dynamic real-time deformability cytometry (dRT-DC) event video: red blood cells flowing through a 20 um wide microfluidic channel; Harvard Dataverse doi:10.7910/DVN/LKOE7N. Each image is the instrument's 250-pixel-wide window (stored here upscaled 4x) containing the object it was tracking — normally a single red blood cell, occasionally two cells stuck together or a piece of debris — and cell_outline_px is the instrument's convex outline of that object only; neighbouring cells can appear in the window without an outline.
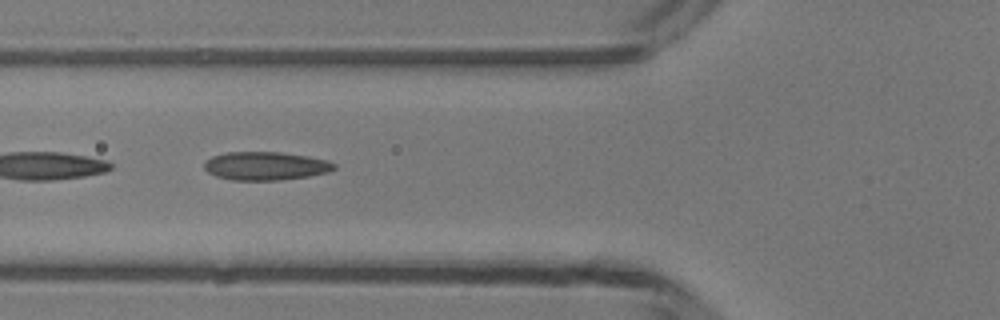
{"species": "common noctule bat (a hibernating species)", "species_latin": "Nyctalus noctula", "temperature_condition": "room temperature", "stored_images_in_passage": 35, "camera_frame_rate_fps": 3000, "um_per_image_px": 0.085, "animal": {"sex": "male", "body_mass_g": 13.3}, "frame": {"image": 1, "passage_image": 17, "time_ms": 5.333, "image_size_px": [1000, 320], "cell_outline_px": [[336, 168], [328, 172], [308, 176], [280, 180], [232, 180], [216, 176], [208, 172], [204, 168], [204, 164], [212, 156], [228, 152], [280, 152], [308, 156], [328, 160], [336, 164]], "centroid_in_image_um": [22.6, 14.1], "position_along_channel_um": 103.2, "area_um2": 21.44}}
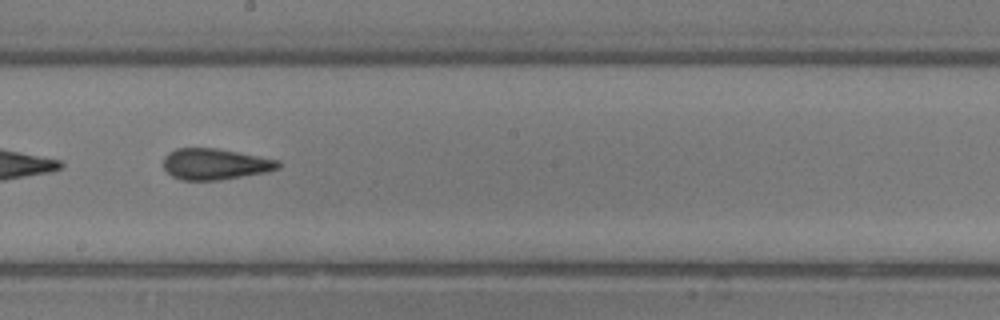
{"frame": {"image": 2, "passage_image": 26, "time_ms": 8.333, "image_size_px": [1000, 320], "cell_outline_px": [[280, 168], [268, 172], [216, 180], [180, 180], [172, 176], [164, 168], [164, 156], [168, 152], [176, 148], [216, 148], [280, 160]], "centroid_in_image_um": [18.28, 13.94], "position_along_channel_um": 229.9, "area_um2": 20.81}}
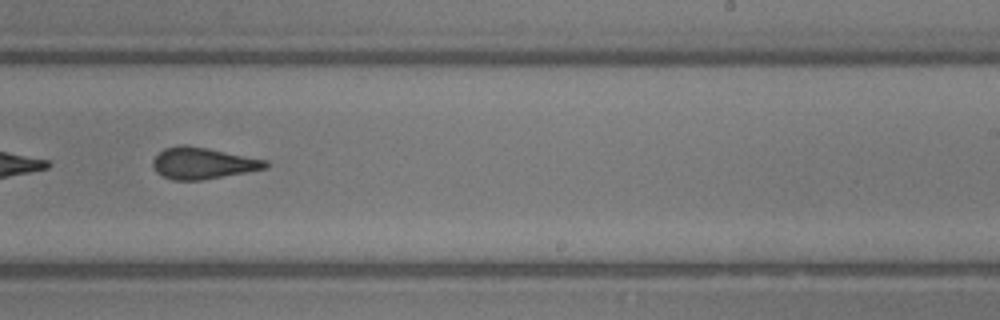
{"frame": {"image": 3, "passage_image": 29, "time_ms": 9.333, "image_size_px": [1000, 320], "cell_outline_px": [[268, 168], [200, 180], [172, 180], [156, 172], [152, 168], [152, 160], [164, 148], [180, 144], [184, 144], [208, 148], [268, 160]], "centroid_in_image_um": [17.22, 13.86], "position_along_channel_um": 271.8, "area_um2": 20.69}}